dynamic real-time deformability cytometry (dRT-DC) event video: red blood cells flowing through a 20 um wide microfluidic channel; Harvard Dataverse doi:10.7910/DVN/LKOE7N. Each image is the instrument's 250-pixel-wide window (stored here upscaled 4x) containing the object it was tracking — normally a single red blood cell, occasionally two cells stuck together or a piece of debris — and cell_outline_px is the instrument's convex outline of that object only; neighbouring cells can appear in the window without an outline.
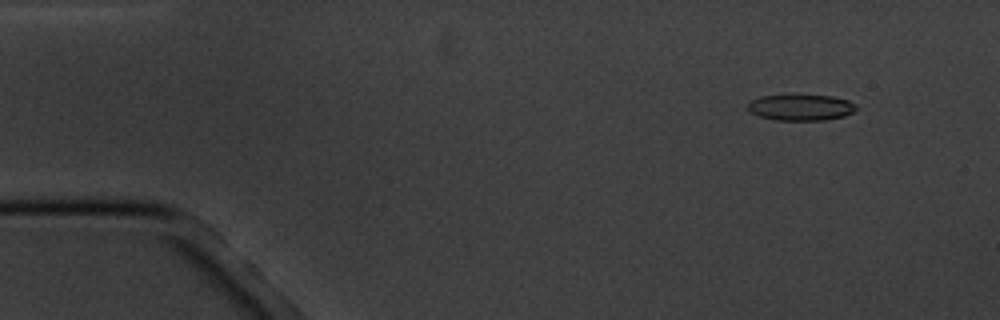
{"species": "common noctule bat (a hibernating species)", "species_latin": "Nyctalus noctula", "temperature_condition": "cold", "stored_images_in_passage": 5, "camera_frame_rate_fps": 3000, "um_per_image_px": 0.085, "animal": {"sex": "male", "body_mass_g": 20.1, "forearm_length_mm": 53.5}, "frame": {"image": 1, "passage_image": 2, "time_ms": 1.333, "image_size_px": [1000, 320], "cell_outline_px": [[856, 108], [852, 112], [844, 116], [824, 120], [776, 120], [760, 116], [748, 112], [748, 104], [752, 100], [760, 96], [792, 92], [832, 96], [848, 100], [856, 104]], "centroid_in_image_um": [68.03, 9.08], "position_along_channel_um": 17.0, "area_um2": 17.22}}
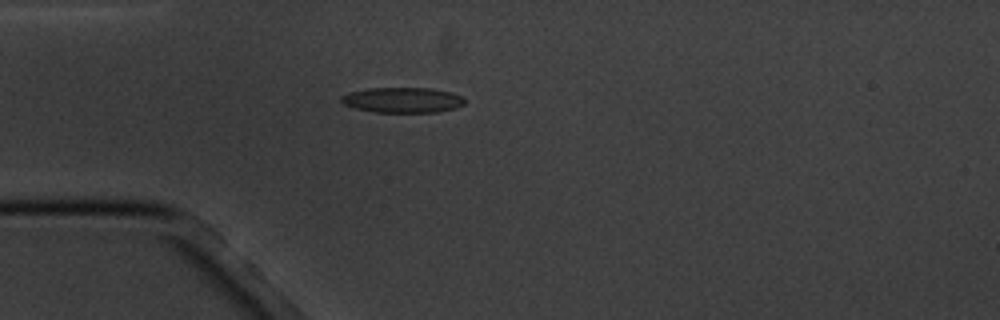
{"frame": {"image": 2, "passage_image": 5, "time_ms": 4.667, "image_size_px": [1000, 320], "cell_outline_px": [[464, 104], [456, 108], [436, 112], [372, 112], [356, 108], [344, 104], [340, 100], [340, 96], [348, 92], [368, 88], [432, 88], [452, 92], [464, 96]], "centroid_in_image_um": [34.23, 8.49], "position_along_channel_um": 50.8, "area_um2": 18.38}}